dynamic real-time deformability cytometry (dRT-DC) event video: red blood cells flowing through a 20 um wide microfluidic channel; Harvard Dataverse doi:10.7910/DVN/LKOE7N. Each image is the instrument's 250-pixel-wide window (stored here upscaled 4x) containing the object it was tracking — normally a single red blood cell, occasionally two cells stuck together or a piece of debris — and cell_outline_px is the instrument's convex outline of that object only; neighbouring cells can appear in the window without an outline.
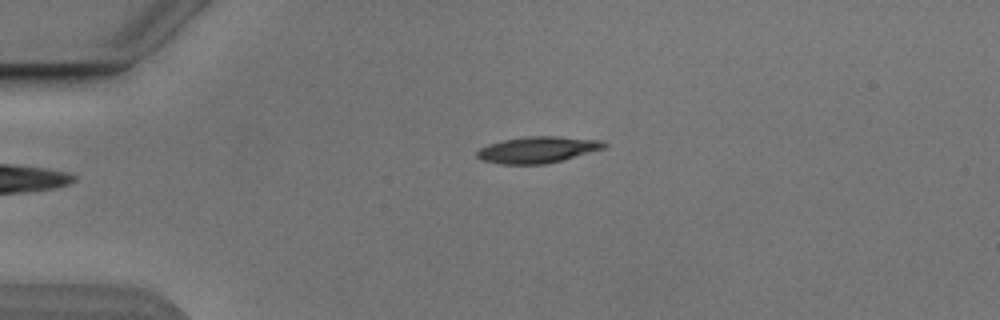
{"species": "Egyptian fruit bat (a non-hibernating species)", "species_latin": "Rousettus aegyptiacus", "temperature_condition": "cold", "stored_images_in_passage": 5, "camera_frame_rate_fps": 3000, "um_per_image_px": 0.085, "animal": {"sex": "male"}, "frame": {"image": 1, "passage_image": 5, "time_ms": 5.333, "image_size_px": [1000, 320], "cell_outline_px": [[608, 144], [604, 148], [564, 160], [548, 164], [500, 164], [480, 160], [476, 156], [476, 152], [480, 148], [488, 144], [504, 140], [528, 136], [556, 136], [600, 140]], "centroid_in_image_um": [45.68, 12.73], "position_along_channel_um": 39.3, "area_um2": 19.59}}